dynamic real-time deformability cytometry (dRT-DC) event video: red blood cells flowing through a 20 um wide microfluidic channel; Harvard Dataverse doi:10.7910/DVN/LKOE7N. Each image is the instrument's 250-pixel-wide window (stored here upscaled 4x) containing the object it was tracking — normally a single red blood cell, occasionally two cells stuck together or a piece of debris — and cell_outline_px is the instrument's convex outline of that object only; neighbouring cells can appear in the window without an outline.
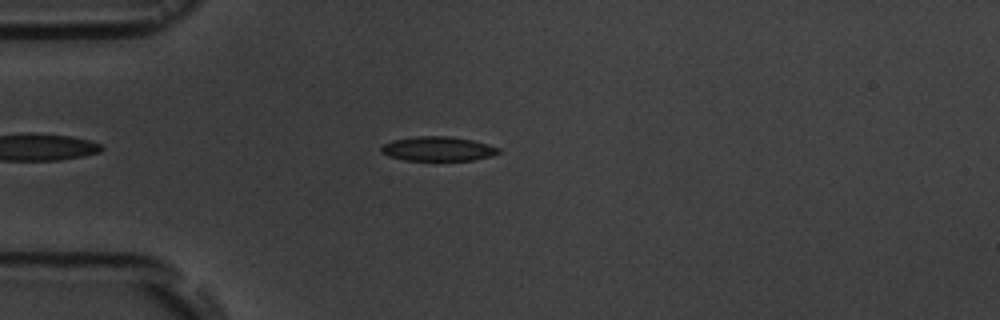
{"species": "common noctule bat (a hibernating species)", "species_latin": "Nyctalus noctula", "temperature_condition": "room temperature", "stored_images_in_passage": 5, "camera_frame_rate_fps": 3000, "um_per_image_px": 0.085, "animal": {"sex": "male", "body_mass_g": 19.5, "forearm_length_mm": 54.6}, "frame": {"image": 1, "passage_image": 5, "time_ms": 4.667, "image_size_px": [1000, 320], "cell_outline_px": [[500, 152], [492, 156], [472, 160], [404, 160], [388, 156], [380, 152], [380, 148], [384, 144], [392, 140], [412, 136], [448, 136], [472, 140], [488, 144], [500, 148]], "centroid_in_image_um": [37.2, 12.64], "position_along_channel_um": 47.8, "area_um2": 16.76}}